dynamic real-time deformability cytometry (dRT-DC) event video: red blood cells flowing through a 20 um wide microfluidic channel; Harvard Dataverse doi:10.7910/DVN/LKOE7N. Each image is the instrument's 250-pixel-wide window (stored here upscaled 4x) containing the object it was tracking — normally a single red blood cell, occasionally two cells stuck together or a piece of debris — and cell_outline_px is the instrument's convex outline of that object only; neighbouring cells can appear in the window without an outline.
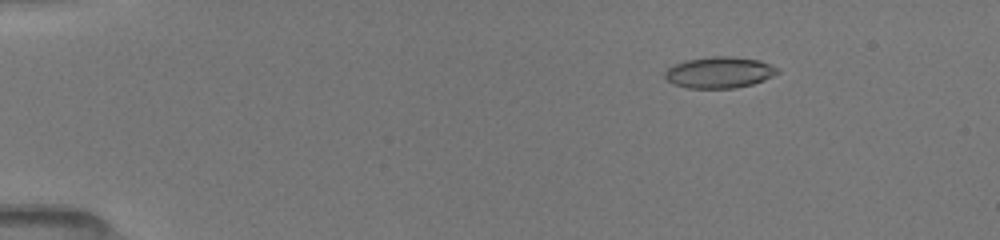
{"species": "common noctule bat (a hibernating species)", "species_latin": "Nyctalus noctula", "temperature_condition": "room temperature", "stored_images_in_passage": 11, "camera_frame_rate_fps": 3000, "um_per_image_px": 0.085, "animal": {"sex": "female", "body_mass_g": 19.5, "forearm_length_mm": 54.1}, "frame": {"image": 1, "passage_image": 5, "time_ms": 2.333, "image_size_px": [1000, 240], "cell_outline_px": [[780, 72], [764, 80], [752, 84], [736, 88], [688, 88], [672, 84], [664, 76], [664, 72], [672, 64], [684, 60], [712, 56], [732, 56], [760, 60], [780, 68]], "centroid_in_image_um": [61.14, 6.15], "position_along_channel_um": 23.9, "area_um2": 20.81}}